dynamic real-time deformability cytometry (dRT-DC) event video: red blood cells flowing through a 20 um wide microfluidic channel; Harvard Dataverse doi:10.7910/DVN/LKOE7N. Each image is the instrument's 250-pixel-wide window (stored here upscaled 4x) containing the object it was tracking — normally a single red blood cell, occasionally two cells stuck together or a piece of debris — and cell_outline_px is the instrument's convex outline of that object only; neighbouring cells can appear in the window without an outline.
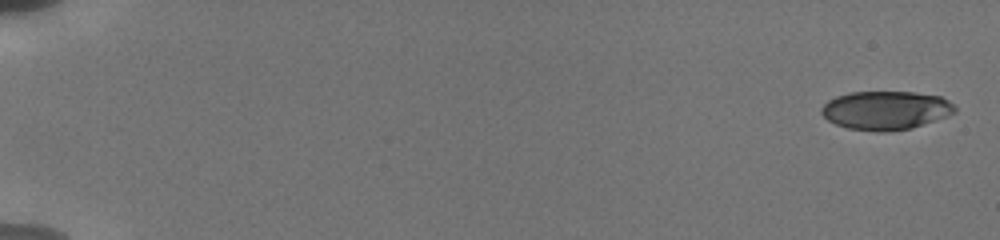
{"species": "human", "species_latin": "Homo sapiens", "temperature_condition": "cold", "stored_images_in_passage": 13, "camera_frame_rate_fps": 3000, "um_per_image_px": 0.085, "donor": {"sex": "male"}, "frame": {"image": 1, "passage_image": 1, "time_ms": 0.0, "image_size_px": [1000, 240], "cell_outline_px": [[956, 112], [912, 128], [888, 132], [876, 132], [848, 128], [836, 124], [828, 120], [820, 112], [820, 108], [828, 100], [836, 96], [848, 92], [916, 92], [940, 96], [948, 100], [956, 108]], "centroid_in_image_um": [75.26, 9.37], "position_along_channel_um": 9.7, "area_um2": 30.11}}
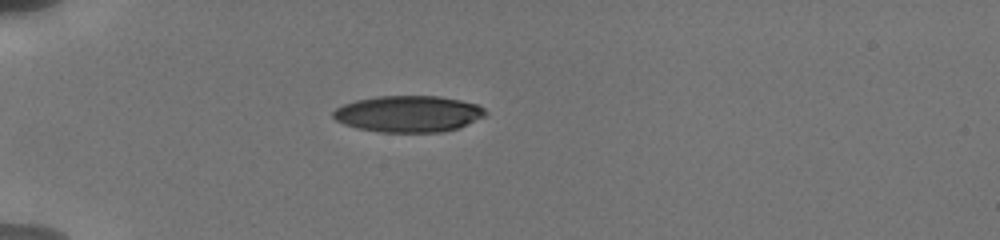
{"frame": {"image": 2, "passage_image": 8, "time_ms": 5.333, "image_size_px": [1000, 240], "cell_outline_px": [[488, 112], [484, 116], [456, 128], [440, 132], [380, 132], [356, 128], [344, 124], [336, 120], [332, 116], [332, 112], [336, 108], [344, 104], [356, 100], [376, 96], [440, 96], [460, 100], [476, 104], [484, 108]], "centroid_in_image_um": [34.68, 9.67], "position_along_channel_um": 50.3, "area_um2": 32.19}}
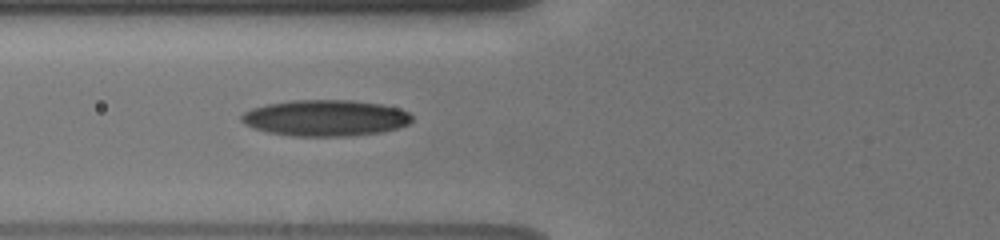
{"frame": {"image": 3, "passage_image": 13, "time_ms": 7.333, "image_size_px": [1000, 240], "cell_outline_px": [[412, 120], [408, 124], [396, 128], [380, 132], [348, 136], [292, 136], [268, 132], [244, 124], [240, 120], [240, 116], [244, 112], [252, 108], [268, 104], [292, 100], [352, 100], [380, 104], [400, 108], [408, 112], [412, 116]], "centroid_in_image_um": [27.65, 10.02], "position_along_channel_um": 98.1, "area_um2": 35.89}}